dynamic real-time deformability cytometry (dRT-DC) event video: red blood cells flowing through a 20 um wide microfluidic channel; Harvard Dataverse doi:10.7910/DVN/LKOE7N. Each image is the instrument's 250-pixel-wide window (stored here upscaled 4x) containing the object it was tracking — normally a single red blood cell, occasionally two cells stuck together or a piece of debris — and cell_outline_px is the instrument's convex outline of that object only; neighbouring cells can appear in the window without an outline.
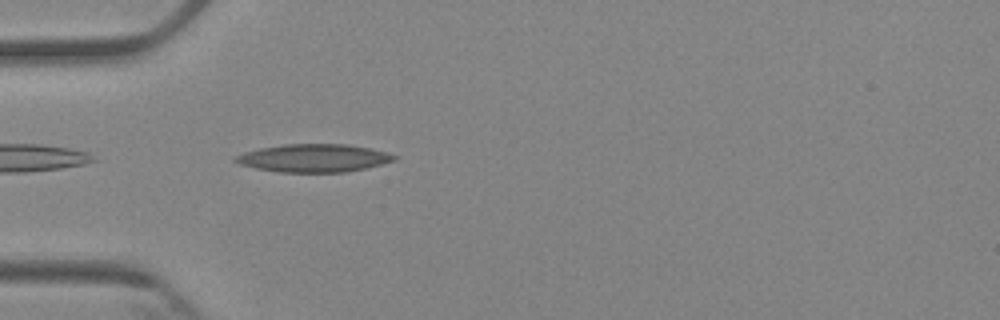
{"species": "Egyptian fruit bat (a non-hibernating species)", "species_latin": "Rousettus aegyptiacus", "temperature_condition": "cold", "stored_images_in_passage": 5, "camera_frame_rate_fps": 3000, "um_per_image_px": 0.085, "animal": {"sex": "female"}, "frame": {"image": 1, "passage_image": 5, "time_ms": 4.667, "image_size_px": [1000, 320], "cell_outline_px": [[396, 160], [364, 168], [344, 172], [280, 172], [256, 168], [240, 164], [232, 160], [232, 156], [244, 152], [260, 148], [284, 144], [348, 144], [388, 152], [396, 156]], "centroid_in_image_um": [26.62, 13.43], "position_along_channel_um": 58.4, "area_um2": 25.78}}